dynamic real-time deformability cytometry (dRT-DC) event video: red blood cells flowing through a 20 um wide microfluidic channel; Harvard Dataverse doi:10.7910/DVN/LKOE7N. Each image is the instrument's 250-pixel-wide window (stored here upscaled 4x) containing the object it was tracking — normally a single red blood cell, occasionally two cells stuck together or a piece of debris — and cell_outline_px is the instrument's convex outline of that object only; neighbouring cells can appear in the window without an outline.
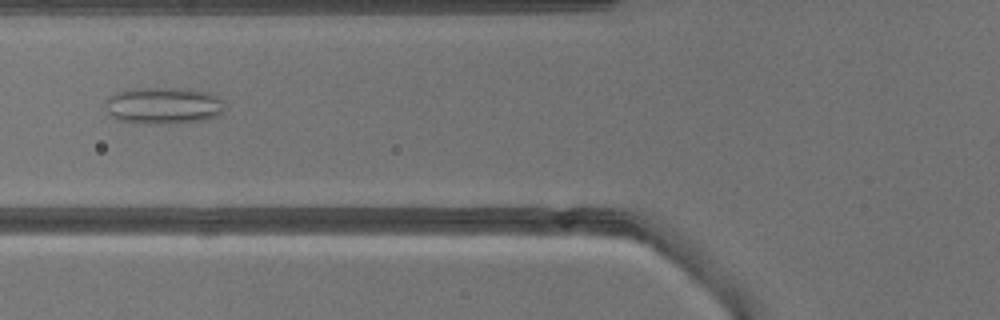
{"species": "common noctule bat (a hibernating species)", "species_latin": "Nyctalus noctula", "temperature_condition": "warm", "stored_images_in_passage": 22, "camera_frame_rate_fps": 3000, "um_per_image_px": 0.085, "animal": {"sex": "male", "body_mass_g": 13.3}, "frame": {"image": 1, "passage_image": 8, "time_ms": 2.333, "image_size_px": [1000, 320], "cell_outline_px": [[224, 112], [220, 116], [204, 120], [168, 124], [136, 124], [116, 120], [108, 112], [104, 100], [108, 96], [116, 92], [128, 88], [184, 88], [208, 92], [224, 100]], "centroid_in_image_um": [13.88, 8.98], "position_along_channel_um": 111.9, "area_um2": 26.36}}